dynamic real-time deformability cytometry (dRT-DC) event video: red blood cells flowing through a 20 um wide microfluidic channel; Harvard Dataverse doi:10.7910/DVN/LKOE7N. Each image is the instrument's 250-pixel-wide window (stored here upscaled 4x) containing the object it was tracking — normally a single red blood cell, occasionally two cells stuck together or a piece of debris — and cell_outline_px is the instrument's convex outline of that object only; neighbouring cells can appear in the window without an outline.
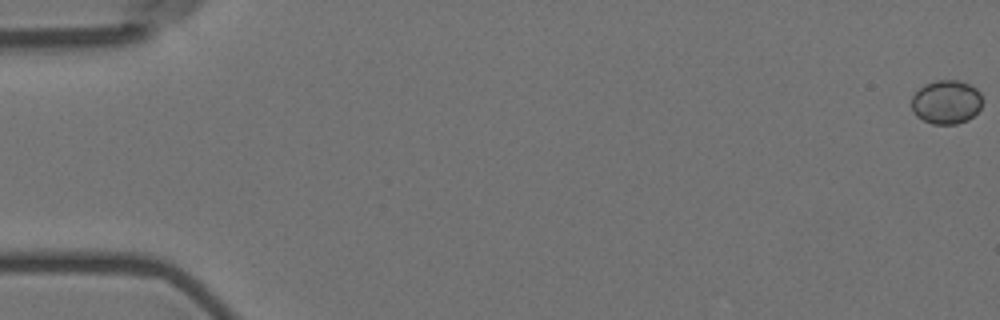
{"species": "Egyptian fruit bat (a non-hibernating species)", "species_latin": "Rousettus aegyptiacus", "temperature_condition": "room temperature", "stored_images_in_passage": 12, "camera_frame_rate_fps": 3000, "um_per_image_px": 0.085, "animal": {"sex": "female"}, "frame": {"image": 1, "passage_image": 1, "time_ms": 0.0, "image_size_px": [1000, 320], "cell_outline_px": [[980, 108], [968, 120], [956, 124], [932, 124], [916, 116], [912, 112], [912, 96], [924, 84], [936, 80], [960, 80], [976, 88], [980, 92]], "centroid_in_image_um": [80.41, 8.67], "position_along_channel_um": 4.6, "area_um2": 18.03}}
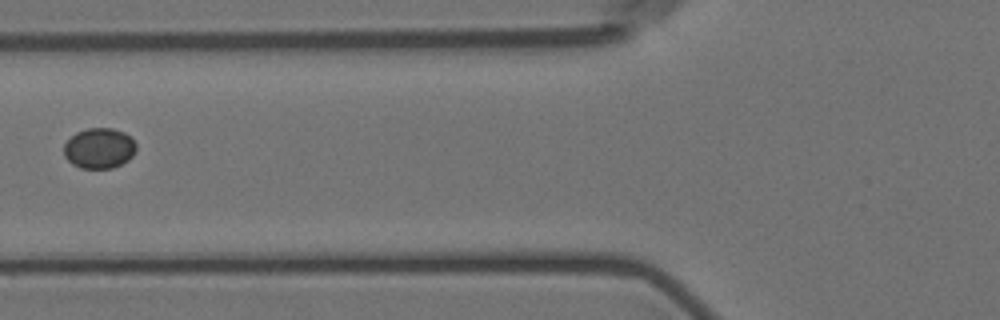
{"frame": {"image": 2, "passage_image": 7, "time_ms": 7.667, "image_size_px": [1000, 320], "cell_outline_px": [[136, 152], [128, 160], [112, 168], [80, 168], [72, 164], [64, 156], [64, 144], [76, 132], [88, 128], [112, 128], [124, 132], [136, 144]], "centroid_in_image_um": [8.43, 12.6], "position_along_channel_um": 117.4, "area_um2": 16.99}}
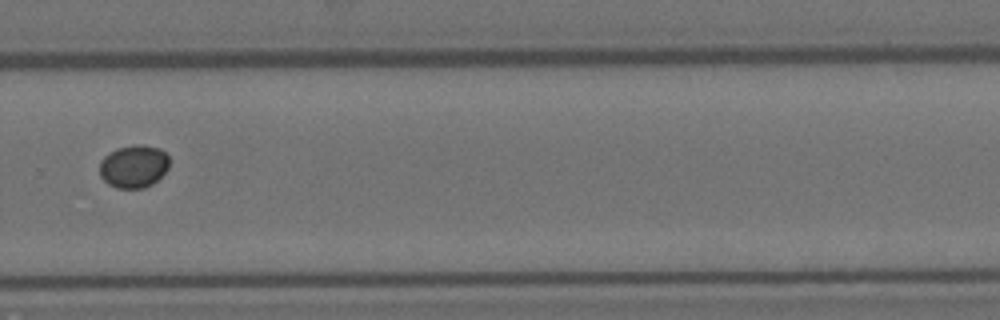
{"frame": {"image": 3, "passage_image": 12, "time_ms": 13.333, "image_size_px": [1000, 320], "cell_outline_px": [[168, 168], [152, 184], [144, 188], [116, 188], [108, 184], [100, 176], [100, 160], [108, 152], [116, 148], [136, 144], [140, 144], [160, 148], [168, 156]], "centroid_in_image_um": [11.34, 14.13], "position_along_channel_um": 318.5, "area_um2": 17.46}}